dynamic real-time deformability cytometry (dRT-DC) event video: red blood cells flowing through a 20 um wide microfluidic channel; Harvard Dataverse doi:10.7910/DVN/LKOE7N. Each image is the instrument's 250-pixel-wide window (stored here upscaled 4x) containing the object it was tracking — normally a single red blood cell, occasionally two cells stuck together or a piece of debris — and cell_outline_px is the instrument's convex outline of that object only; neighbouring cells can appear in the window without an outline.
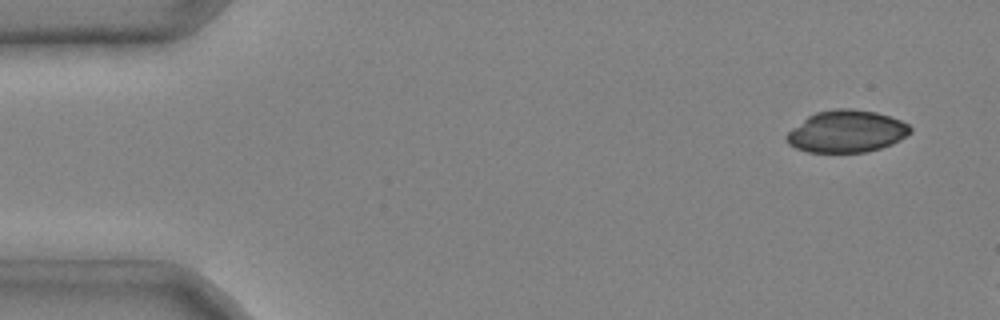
{"species": "common noctule bat (a hibernating species)", "species_latin": "Nyctalus noctula", "temperature_condition": "cold", "stored_images_in_passage": 3, "camera_frame_rate_fps": 3000, "um_per_image_px": 0.085, "animal": {"sex": "male", "body_mass_g": 20.4}, "frame": {"image": 1, "passage_image": 1, "time_ms": 0.0, "image_size_px": [1000, 320], "cell_outline_px": [[912, 132], [900, 140], [892, 144], [868, 152], [808, 152], [796, 148], [788, 144], [784, 136], [792, 128], [808, 116], [816, 112], [836, 108], [852, 108], [876, 112], [900, 120], [908, 124], [912, 128]], "centroid_in_image_um": [71.96, 11.17], "position_along_channel_um": 13.0, "area_um2": 30.46}}